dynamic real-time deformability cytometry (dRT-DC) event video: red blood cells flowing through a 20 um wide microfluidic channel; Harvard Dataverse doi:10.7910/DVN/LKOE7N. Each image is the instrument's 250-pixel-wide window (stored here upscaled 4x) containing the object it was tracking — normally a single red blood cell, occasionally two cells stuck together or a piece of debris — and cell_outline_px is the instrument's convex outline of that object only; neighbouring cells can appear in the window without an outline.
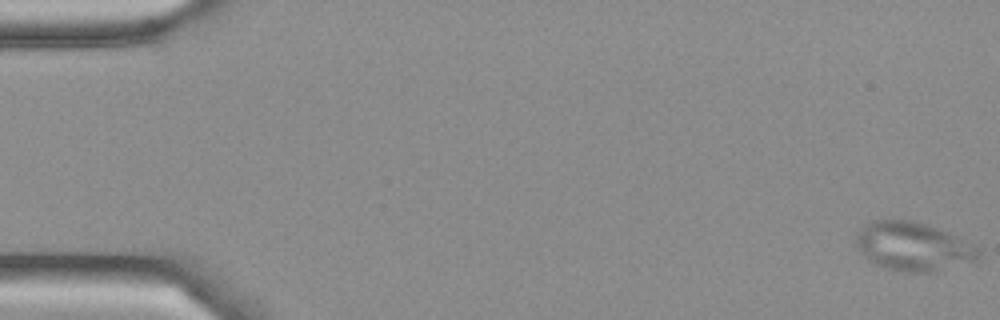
{"species": "Egyptian fruit bat (a non-hibernating species)", "species_latin": "Rousettus aegyptiacus", "temperature_condition": "cold", "stored_images_in_passage": 5, "camera_frame_rate_fps": 3000, "um_per_image_px": 0.085, "frame": {"image": 1, "passage_image": 1, "time_ms": 0.0, "image_size_px": [1000, 320], "cell_outline_px": [[980, 252], [976, 264], [936, 272], [904, 272], [888, 268], [876, 264], [864, 256], [860, 252], [856, 244], [856, 232], [864, 224], [872, 220], [912, 220], [936, 228], [976, 244], [980, 248]], "centroid_in_image_um": [77.69, 20.98], "position_along_channel_um": 7.3, "area_um2": 35.37}}